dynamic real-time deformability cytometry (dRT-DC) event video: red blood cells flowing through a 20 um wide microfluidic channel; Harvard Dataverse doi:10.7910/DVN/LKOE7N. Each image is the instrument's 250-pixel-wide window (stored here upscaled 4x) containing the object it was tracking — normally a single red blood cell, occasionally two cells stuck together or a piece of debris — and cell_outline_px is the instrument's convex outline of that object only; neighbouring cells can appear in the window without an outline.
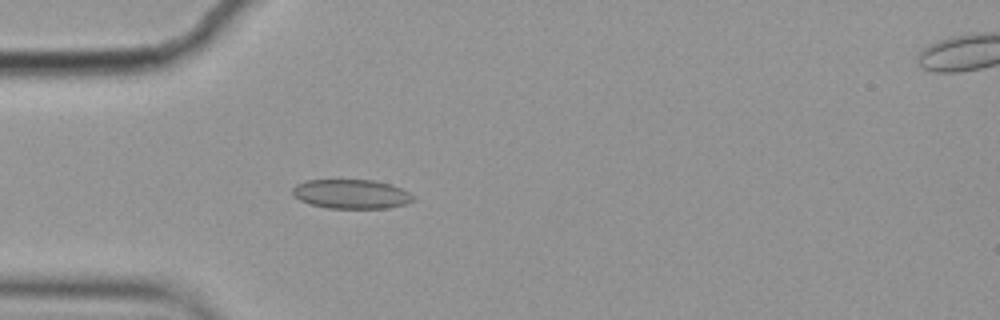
{"species": "common noctule bat (a hibernating species)", "species_latin": "Nyctalus noctula", "temperature_condition": "cold", "stored_images_in_passage": 6, "camera_frame_rate_fps": 3000, "um_per_image_px": 0.085, "animal": {"sex": "female", "body_mass_g": 19.9}, "frame": {"image": 1, "passage_image": 5, "time_ms": 1.333, "image_size_px": [1000, 320], "cell_outline_px": [[416, 200], [408, 204], [388, 208], [328, 208], [308, 204], [300, 200], [292, 192], [292, 188], [296, 184], [304, 180], [372, 180], [388, 184], [400, 188], [416, 196]], "centroid_in_image_um": [29.88, 16.5], "position_along_channel_um": 55.1, "area_um2": 20.69}}